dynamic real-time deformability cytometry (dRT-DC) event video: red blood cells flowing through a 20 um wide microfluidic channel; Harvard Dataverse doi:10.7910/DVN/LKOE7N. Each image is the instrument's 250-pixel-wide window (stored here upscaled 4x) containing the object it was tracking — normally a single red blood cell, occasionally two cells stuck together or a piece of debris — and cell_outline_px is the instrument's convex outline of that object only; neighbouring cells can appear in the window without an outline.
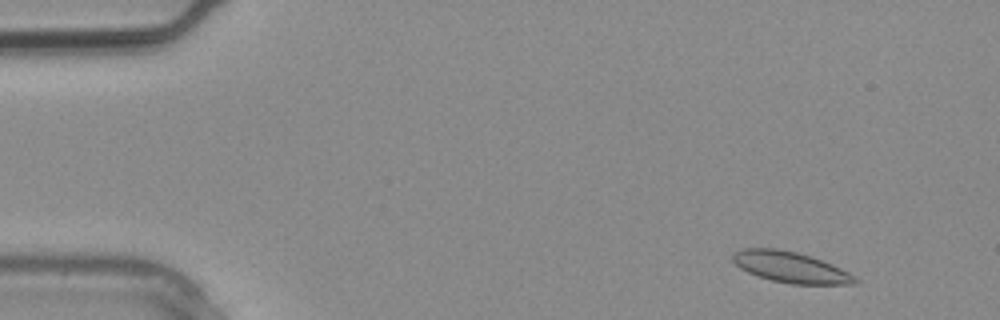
{"species": "common noctule bat (a hibernating species)", "species_latin": "Nyctalus noctula", "temperature_condition": "warm", "stored_images_in_passage": 2, "segment_of_instrument_passage": [2, 2], "camera_frame_rate_fps": 3000, "um_per_image_px": 0.085, "animal": {"sex": "male", "body_mass_g": 20.4}, "frame": {"image": 1, "passage_image": 2, "time_ms": 0.333, "image_size_px": [1000, 320], "cell_outline_px": [[860, 280], [856, 284], [792, 284], [772, 280], [748, 272], [740, 268], [732, 260], [732, 252], [740, 248], [776, 248], [796, 252], [812, 256], [832, 264], [848, 272]], "centroid_in_image_um": [67.19, 22.7], "position_along_channel_um": 17.8, "area_um2": 22.02}}